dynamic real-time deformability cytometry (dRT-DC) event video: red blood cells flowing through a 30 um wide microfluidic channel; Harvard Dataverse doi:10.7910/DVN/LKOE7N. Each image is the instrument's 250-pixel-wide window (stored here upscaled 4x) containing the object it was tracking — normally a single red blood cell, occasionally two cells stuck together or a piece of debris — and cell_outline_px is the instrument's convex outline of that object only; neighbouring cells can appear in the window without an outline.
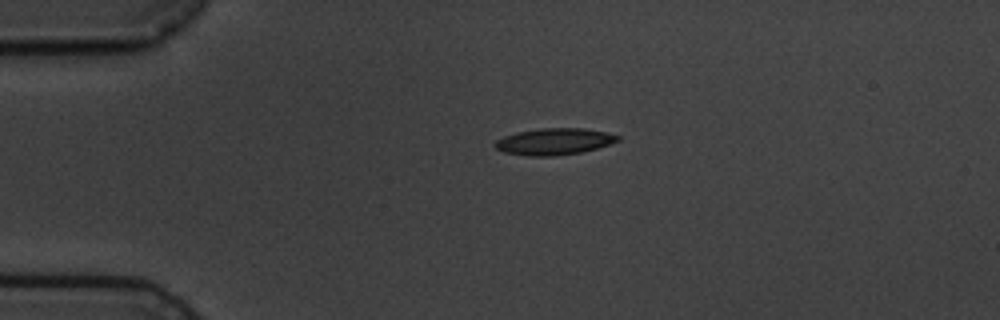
{"species": "common noctule bat (a hibernating species)", "species_latin": "Nyctalus noctula", "temperature_condition": "cold", "stored_images_in_passage": 2, "camera_frame_rate_fps": 3000, "um_per_image_px": 0.085, "animal": {"sex": "male", "body_mass_g": 19.5, "forearm_length_mm": 54.6}, "frame": {"image": 1, "passage_image": 1, "time_ms": 0.0, "image_size_px": [1000, 320], "cell_outline_px": [[620, 140], [596, 148], [580, 152], [556, 156], [528, 156], [504, 152], [496, 148], [492, 144], [496, 140], [504, 136], [516, 132], [540, 128], [584, 128], [604, 132], [620, 136]], "centroid_in_image_um": [47.06, 12.03], "position_along_channel_um": 37.9, "area_um2": 18.96}}